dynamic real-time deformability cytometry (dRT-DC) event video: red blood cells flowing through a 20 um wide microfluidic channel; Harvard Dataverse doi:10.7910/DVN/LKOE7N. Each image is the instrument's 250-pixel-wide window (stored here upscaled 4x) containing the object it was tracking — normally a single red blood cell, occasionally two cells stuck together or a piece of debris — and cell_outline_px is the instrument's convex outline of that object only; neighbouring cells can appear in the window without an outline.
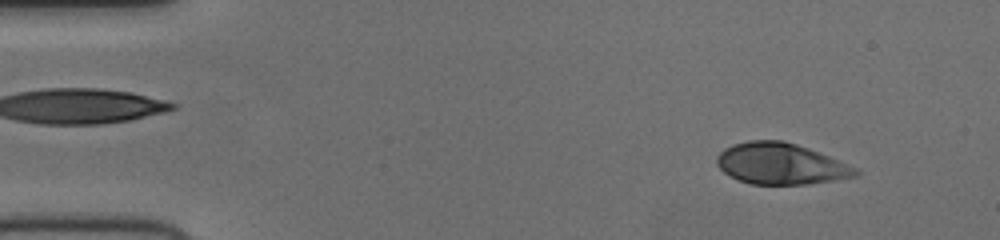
{"species": "human", "species_latin": "Homo sapiens", "temperature_condition": "cold", "stored_images_in_passage": 52, "camera_frame_rate_fps": 3000, "um_per_image_px": 0.085, "donor": {"sex": "female"}, "frame": {"image": 1, "passage_image": 5, "time_ms": 1.333, "image_size_px": [1000, 240], "cell_outline_px": [[860, 176], [808, 184], [752, 184], [736, 180], [728, 176], [716, 164], [716, 156], [724, 148], [732, 144], [748, 140], [784, 140], [808, 148], [828, 156], [856, 168], [860, 172]], "centroid_in_image_um": [66.32, 13.92], "position_along_channel_um": 18.7, "area_um2": 33.47}}
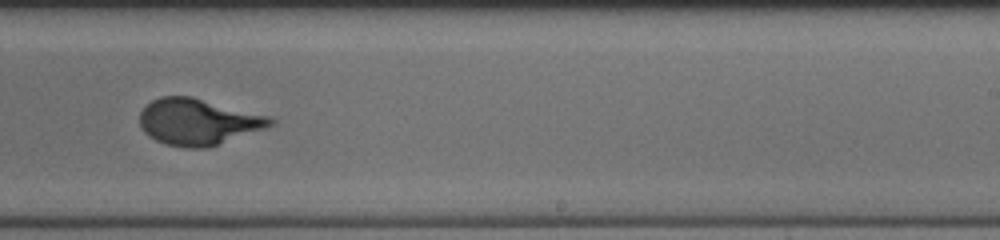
{"frame": {"image": 2, "passage_image": 32, "time_ms": 10.333, "image_size_px": [1000, 240], "cell_outline_px": [[276, 124], [208, 148], [184, 148], [164, 144], [148, 136], [140, 128], [140, 112], [152, 100], [160, 96], [192, 96], [272, 116], [276, 120]], "centroid_in_image_um": [16.86, 10.35], "position_along_channel_um": 272.1, "area_um2": 35.66}}
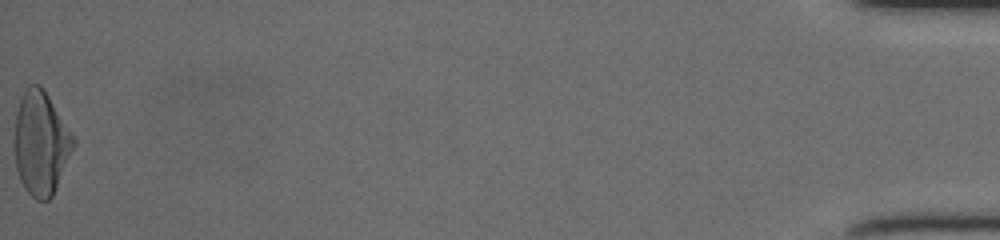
{"frame": {"image": 3, "passage_image": 52, "time_ms": 17.0, "image_size_px": [1000, 240], "cell_outline_px": [[76, 144], [56, 188], [52, 196], [48, 200], [36, 200], [24, 188], [20, 180], [16, 168], [16, 112], [20, 100], [28, 84], [40, 84], [48, 96], [76, 140]], "centroid_in_image_um": [3.49, 12.19], "position_along_channel_um": 431.7, "area_um2": 35.03}}